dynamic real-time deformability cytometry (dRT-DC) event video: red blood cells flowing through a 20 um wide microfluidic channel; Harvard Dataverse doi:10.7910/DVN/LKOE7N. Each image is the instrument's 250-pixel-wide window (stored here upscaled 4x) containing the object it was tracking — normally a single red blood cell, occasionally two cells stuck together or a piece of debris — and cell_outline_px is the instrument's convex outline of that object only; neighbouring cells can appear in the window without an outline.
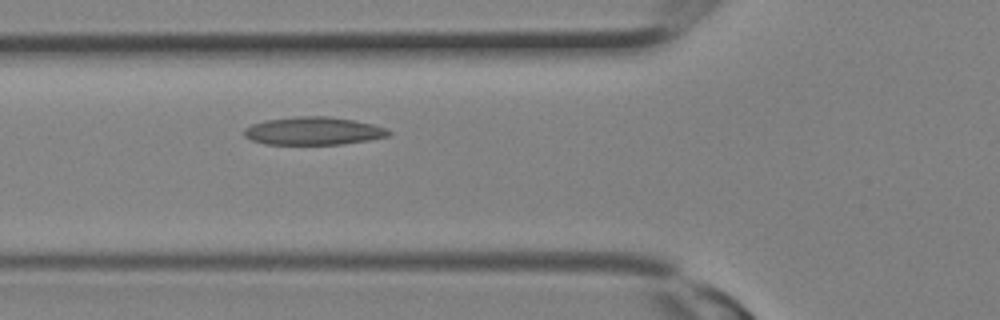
{"species": "Egyptian fruit bat (a non-hibernating species)", "species_latin": "Rousettus aegyptiacus", "temperature_condition": "room temperature", "stored_images_in_passage": 7, "camera_frame_rate_fps": 3000, "um_per_image_px": 0.085, "animal": {"sex": "female"}, "frame": {"image": 1, "passage_image": 7, "time_ms": 2.0, "image_size_px": [1000, 320], "cell_outline_px": [[392, 132], [388, 136], [368, 140], [340, 144], [264, 144], [252, 140], [244, 136], [244, 128], [252, 124], [264, 120], [296, 116], [328, 116], [352, 120], [372, 124], [384, 128]], "centroid_in_image_um": [26.59, 11.13], "position_along_channel_um": 99.2, "area_um2": 23.41}}